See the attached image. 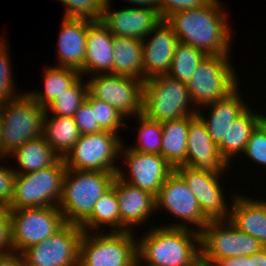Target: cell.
I'll use <instances>...</instances> for the list:
<instances>
[{"mask_svg": "<svg viewBox=\"0 0 266 266\" xmlns=\"http://www.w3.org/2000/svg\"><path fill=\"white\" fill-rule=\"evenodd\" d=\"M220 2L209 0L203 6L176 12L166 22L179 42L191 45L205 55H230L232 32L226 9Z\"/></svg>", "mask_w": 266, "mask_h": 266, "instance_id": "obj_1", "label": "cell"}, {"mask_svg": "<svg viewBox=\"0 0 266 266\" xmlns=\"http://www.w3.org/2000/svg\"><path fill=\"white\" fill-rule=\"evenodd\" d=\"M192 228L151 227L137 240L138 258L149 266H192L201 257L200 232Z\"/></svg>", "mask_w": 266, "mask_h": 266, "instance_id": "obj_2", "label": "cell"}, {"mask_svg": "<svg viewBox=\"0 0 266 266\" xmlns=\"http://www.w3.org/2000/svg\"><path fill=\"white\" fill-rule=\"evenodd\" d=\"M116 173L67 168L58 204L65 222L81 225L92 214L97 200L113 185Z\"/></svg>", "mask_w": 266, "mask_h": 266, "instance_id": "obj_3", "label": "cell"}, {"mask_svg": "<svg viewBox=\"0 0 266 266\" xmlns=\"http://www.w3.org/2000/svg\"><path fill=\"white\" fill-rule=\"evenodd\" d=\"M0 110L3 118L0 158L7 157L25 142L43 136L45 109L27 93L0 104Z\"/></svg>", "mask_w": 266, "mask_h": 266, "instance_id": "obj_4", "label": "cell"}, {"mask_svg": "<svg viewBox=\"0 0 266 266\" xmlns=\"http://www.w3.org/2000/svg\"><path fill=\"white\" fill-rule=\"evenodd\" d=\"M192 103L186 83L167 74L144 81L143 114L151 120L162 123L194 115L198 108Z\"/></svg>", "mask_w": 266, "mask_h": 266, "instance_id": "obj_5", "label": "cell"}, {"mask_svg": "<svg viewBox=\"0 0 266 266\" xmlns=\"http://www.w3.org/2000/svg\"><path fill=\"white\" fill-rule=\"evenodd\" d=\"M67 167L64 158L54 165L26 174H16L9 210L58 207Z\"/></svg>", "mask_w": 266, "mask_h": 266, "instance_id": "obj_6", "label": "cell"}, {"mask_svg": "<svg viewBox=\"0 0 266 266\" xmlns=\"http://www.w3.org/2000/svg\"><path fill=\"white\" fill-rule=\"evenodd\" d=\"M228 58L229 55H206L198 64L186 84L194 107L198 105L201 109L225 98L239 85L235 68H232Z\"/></svg>", "mask_w": 266, "mask_h": 266, "instance_id": "obj_7", "label": "cell"}, {"mask_svg": "<svg viewBox=\"0 0 266 266\" xmlns=\"http://www.w3.org/2000/svg\"><path fill=\"white\" fill-rule=\"evenodd\" d=\"M93 234L82 235L79 266H131L138 257V238L135 239L132 231Z\"/></svg>", "mask_w": 266, "mask_h": 266, "instance_id": "obj_8", "label": "cell"}, {"mask_svg": "<svg viewBox=\"0 0 266 266\" xmlns=\"http://www.w3.org/2000/svg\"><path fill=\"white\" fill-rule=\"evenodd\" d=\"M201 258L215 263L218 259L250 256L263 249L255 238L236 228L229 219L210 220L200 231Z\"/></svg>", "mask_w": 266, "mask_h": 266, "instance_id": "obj_9", "label": "cell"}, {"mask_svg": "<svg viewBox=\"0 0 266 266\" xmlns=\"http://www.w3.org/2000/svg\"><path fill=\"white\" fill-rule=\"evenodd\" d=\"M118 135L109 131L81 135L64 157L66 167L87 171L117 172L119 167L115 161L120 156L123 144Z\"/></svg>", "mask_w": 266, "mask_h": 266, "instance_id": "obj_10", "label": "cell"}, {"mask_svg": "<svg viewBox=\"0 0 266 266\" xmlns=\"http://www.w3.org/2000/svg\"><path fill=\"white\" fill-rule=\"evenodd\" d=\"M13 251L22 253L58 232L65 224L56 206L10 210Z\"/></svg>", "mask_w": 266, "mask_h": 266, "instance_id": "obj_11", "label": "cell"}, {"mask_svg": "<svg viewBox=\"0 0 266 266\" xmlns=\"http://www.w3.org/2000/svg\"><path fill=\"white\" fill-rule=\"evenodd\" d=\"M91 77L88 92L94 98L113 106L125 119L143 113L144 80L111 73Z\"/></svg>", "mask_w": 266, "mask_h": 266, "instance_id": "obj_12", "label": "cell"}, {"mask_svg": "<svg viewBox=\"0 0 266 266\" xmlns=\"http://www.w3.org/2000/svg\"><path fill=\"white\" fill-rule=\"evenodd\" d=\"M80 225L66 223L58 232L21 254L26 266H79Z\"/></svg>", "mask_w": 266, "mask_h": 266, "instance_id": "obj_13", "label": "cell"}, {"mask_svg": "<svg viewBox=\"0 0 266 266\" xmlns=\"http://www.w3.org/2000/svg\"><path fill=\"white\" fill-rule=\"evenodd\" d=\"M160 208L182 220L176 224L168 223L165 227L190 228L192 223V226L199 228L200 232L210 221L202 213L195 195L175 170L167 177L155 197V211Z\"/></svg>", "mask_w": 266, "mask_h": 266, "instance_id": "obj_14", "label": "cell"}, {"mask_svg": "<svg viewBox=\"0 0 266 266\" xmlns=\"http://www.w3.org/2000/svg\"><path fill=\"white\" fill-rule=\"evenodd\" d=\"M120 156L126 161L129 176L124 174L122 167L118 168L116 175L123 181L139 187L157 196L162 184L174 171V168L161 155L136 152L122 144ZM128 177V178H127Z\"/></svg>", "mask_w": 266, "mask_h": 266, "instance_id": "obj_15", "label": "cell"}, {"mask_svg": "<svg viewBox=\"0 0 266 266\" xmlns=\"http://www.w3.org/2000/svg\"><path fill=\"white\" fill-rule=\"evenodd\" d=\"M174 170L183 178L195 195L202 213L209 220L229 218L230 205L226 204L223 187L219 183V178L223 176V173L185 165L178 166Z\"/></svg>", "mask_w": 266, "mask_h": 266, "instance_id": "obj_16", "label": "cell"}, {"mask_svg": "<svg viewBox=\"0 0 266 266\" xmlns=\"http://www.w3.org/2000/svg\"><path fill=\"white\" fill-rule=\"evenodd\" d=\"M110 3L106 0L101 22L113 35L143 40L162 21L155 9L128 7L113 11Z\"/></svg>", "mask_w": 266, "mask_h": 266, "instance_id": "obj_17", "label": "cell"}, {"mask_svg": "<svg viewBox=\"0 0 266 266\" xmlns=\"http://www.w3.org/2000/svg\"><path fill=\"white\" fill-rule=\"evenodd\" d=\"M147 37L149 41H146ZM178 43L179 40L173 28L166 20H162L142 40L144 81L151 77L168 74Z\"/></svg>", "mask_w": 266, "mask_h": 266, "instance_id": "obj_18", "label": "cell"}, {"mask_svg": "<svg viewBox=\"0 0 266 266\" xmlns=\"http://www.w3.org/2000/svg\"><path fill=\"white\" fill-rule=\"evenodd\" d=\"M186 166L224 173L230 166L221 157L218 146L211 140L207 128L197 115H189Z\"/></svg>", "mask_w": 266, "mask_h": 266, "instance_id": "obj_19", "label": "cell"}, {"mask_svg": "<svg viewBox=\"0 0 266 266\" xmlns=\"http://www.w3.org/2000/svg\"><path fill=\"white\" fill-rule=\"evenodd\" d=\"M113 184L119 203L120 232L133 231L134 226L143 225L142 223L155 213V197L121 180L117 175ZM130 226H133L132 229Z\"/></svg>", "mask_w": 266, "mask_h": 266, "instance_id": "obj_20", "label": "cell"}, {"mask_svg": "<svg viewBox=\"0 0 266 266\" xmlns=\"http://www.w3.org/2000/svg\"><path fill=\"white\" fill-rule=\"evenodd\" d=\"M113 34L100 21L87 20V38L84 68L80 72L84 74H113Z\"/></svg>", "mask_w": 266, "mask_h": 266, "instance_id": "obj_21", "label": "cell"}, {"mask_svg": "<svg viewBox=\"0 0 266 266\" xmlns=\"http://www.w3.org/2000/svg\"><path fill=\"white\" fill-rule=\"evenodd\" d=\"M57 42L59 67L81 72L84 68L87 20L63 17Z\"/></svg>", "mask_w": 266, "mask_h": 266, "instance_id": "obj_22", "label": "cell"}, {"mask_svg": "<svg viewBox=\"0 0 266 266\" xmlns=\"http://www.w3.org/2000/svg\"><path fill=\"white\" fill-rule=\"evenodd\" d=\"M241 96L237 86L225 98L203 106L205 109L211 107L208 117L205 118L200 109L197 110L196 114L204 122L211 140L216 145L221 141H226V131L231 122L248 109V105H245Z\"/></svg>", "mask_w": 266, "mask_h": 266, "instance_id": "obj_23", "label": "cell"}, {"mask_svg": "<svg viewBox=\"0 0 266 266\" xmlns=\"http://www.w3.org/2000/svg\"><path fill=\"white\" fill-rule=\"evenodd\" d=\"M232 198L230 222L266 247V199H253L239 193Z\"/></svg>", "mask_w": 266, "mask_h": 266, "instance_id": "obj_24", "label": "cell"}, {"mask_svg": "<svg viewBox=\"0 0 266 266\" xmlns=\"http://www.w3.org/2000/svg\"><path fill=\"white\" fill-rule=\"evenodd\" d=\"M113 74L144 80L142 40L113 35Z\"/></svg>", "mask_w": 266, "mask_h": 266, "instance_id": "obj_25", "label": "cell"}, {"mask_svg": "<svg viewBox=\"0 0 266 266\" xmlns=\"http://www.w3.org/2000/svg\"><path fill=\"white\" fill-rule=\"evenodd\" d=\"M16 157V174H26L54 165L60 156L51 148L44 137L27 141L16 148L8 157ZM19 166V167H18Z\"/></svg>", "mask_w": 266, "mask_h": 266, "instance_id": "obj_26", "label": "cell"}, {"mask_svg": "<svg viewBox=\"0 0 266 266\" xmlns=\"http://www.w3.org/2000/svg\"><path fill=\"white\" fill-rule=\"evenodd\" d=\"M189 116L162 122L161 156L175 169L186 166Z\"/></svg>", "mask_w": 266, "mask_h": 266, "instance_id": "obj_27", "label": "cell"}, {"mask_svg": "<svg viewBox=\"0 0 266 266\" xmlns=\"http://www.w3.org/2000/svg\"><path fill=\"white\" fill-rule=\"evenodd\" d=\"M48 114L49 112L44 114L43 137L60 158H64L81 134L73 117H49Z\"/></svg>", "mask_w": 266, "mask_h": 266, "instance_id": "obj_28", "label": "cell"}, {"mask_svg": "<svg viewBox=\"0 0 266 266\" xmlns=\"http://www.w3.org/2000/svg\"><path fill=\"white\" fill-rule=\"evenodd\" d=\"M257 117L258 113L248 108L241 116L231 122L226 131V141H221L217 145L221 157L229 166L233 156L244 153L249 137L257 127Z\"/></svg>", "mask_w": 266, "mask_h": 266, "instance_id": "obj_29", "label": "cell"}, {"mask_svg": "<svg viewBox=\"0 0 266 266\" xmlns=\"http://www.w3.org/2000/svg\"><path fill=\"white\" fill-rule=\"evenodd\" d=\"M44 91L35 90L27 93L38 105L46 109L58 96L66 92L80 77L79 71L71 68L45 66Z\"/></svg>", "mask_w": 266, "mask_h": 266, "instance_id": "obj_30", "label": "cell"}, {"mask_svg": "<svg viewBox=\"0 0 266 266\" xmlns=\"http://www.w3.org/2000/svg\"><path fill=\"white\" fill-rule=\"evenodd\" d=\"M108 225L111 232H120V211L113 184L94 204L92 214L80 225L84 232L93 233L94 230L100 231L101 226Z\"/></svg>", "mask_w": 266, "mask_h": 266, "instance_id": "obj_31", "label": "cell"}, {"mask_svg": "<svg viewBox=\"0 0 266 266\" xmlns=\"http://www.w3.org/2000/svg\"><path fill=\"white\" fill-rule=\"evenodd\" d=\"M205 56L193 46L179 42L167 75L187 84Z\"/></svg>", "mask_w": 266, "mask_h": 266, "instance_id": "obj_32", "label": "cell"}, {"mask_svg": "<svg viewBox=\"0 0 266 266\" xmlns=\"http://www.w3.org/2000/svg\"><path fill=\"white\" fill-rule=\"evenodd\" d=\"M84 83L81 76L66 92L58 96L45 112L56 116L73 117L88 95V84L86 81Z\"/></svg>", "mask_w": 266, "mask_h": 266, "instance_id": "obj_33", "label": "cell"}, {"mask_svg": "<svg viewBox=\"0 0 266 266\" xmlns=\"http://www.w3.org/2000/svg\"><path fill=\"white\" fill-rule=\"evenodd\" d=\"M138 144L128 148L142 153L161 155L162 123L151 120L146 115L138 114Z\"/></svg>", "mask_w": 266, "mask_h": 266, "instance_id": "obj_34", "label": "cell"}, {"mask_svg": "<svg viewBox=\"0 0 266 266\" xmlns=\"http://www.w3.org/2000/svg\"><path fill=\"white\" fill-rule=\"evenodd\" d=\"M86 100L91 105V110H94L95 121L103 131L119 133V128L128 126L123 123L124 117L110 104L94 98L89 92Z\"/></svg>", "mask_w": 266, "mask_h": 266, "instance_id": "obj_35", "label": "cell"}, {"mask_svg": "<svg viewBox=\"0 0 266 266\" xmlns=\"http://www.w3.org/2000/svg\"><path fill=\"white\" fill-rule=\"evenodd\" d=\"M65 5L64 17L100 21L106 0H57Z\"/></svg>", "mask_w": 266, "mask_h": 266, "instance_id": "obj_36", "label": "cell"}, {"mask_svg": "<svg viewBox=\"0 0 266 266\" xmlns=\"http://www.w3.org/2000/svg\"><path fill=\"white\" fill-rule=\"evenodd\" d=\"M8 44L4 45L0 49V104L5 103L6 101L12 100L21 94L22 92L17 93L15 89V84L12 76V67L10 61L9 48ZM8 48V49H7ZM9 55V56H8Z\"/></svg>", "mask_w": 266, "mask_h": 266, "instance_id": "obj_37", "label": "cell"}, {"mask_svg": "<svg viewBox=\"0 0 266 266\" xmlns=\"http://www.w3.org/2000/svg\"><path fill=\"white\" fill-rule=\"evenodd\" d=\"M244 154L256 164L266 166V136L258 126L251 133Z\"/></svg>", "mask_w": 266, "mask_h": 266, "instance_id": "obj_38", "label": "cell"}, {"mask_svg": "<svg viewBox=\"0 0 266 266\" xmlns=\"http://www.w3.org/2000/svg\"><path fill=\"white\" fill-rule=\"evenodd\" d=\"M73 118L81 135L103 131L95 121L94 110H91V105L87 100L81 104Z\"/></svg>", "mask_w": 266, "mask_h": 266, "instance_id": "obj_39", "label": "cell"}, {"mask_svg": "<svg viewBox=\"0 0 266 266\" xmlns=\"http://www.w3.org/2000/svg\"><path fill=\"white\" fill-rule=\"evenodd\" d=\"M5 166L0 164V206L8 208L14 194L16 173L13 168Z\"/></svg>", "mask_w": 266, "mask_h": 266, "instance_id": "obj_40", "label": "cell"}, {"mask_svg": "<svg viewBox=\"0 0 266 266\" xmlns=\"http://www.w3.org/2000/svg\"><path fill=\"white\" fill-rule=\"evenodd\" d=\"M159 15L162 20H166L170 15L191 8L205 5L209 0H158Z\"/></svg>", "mask_w": 266, "mask_h": 266, "instance_id": "obj_41", "label": "cell"}, {"mask_svg": "<svg viewBox=\"0 0 266 266\" xmlns=\"http://www.w3.org/2000/svg\"><path fill=\"white\" fill-rule=\"evenodd\" d=\"M13 251L11 215L9 208H0V254Z\"/></svg>", "mask_w": 266, "mask_h": 266, "instance_id": "obj_42", "label": "cell"}, {"mask_svg": "<svg viewBox=\"0 0 266 266\" xmlns=\"http://www.w3.org/2000/svg\"><path fill=\"white\" fill-rule=\"evenodd\" d=\"M0 266H26L21 253L11 251L0 254Z\"/></svg>", "mask_w": 266, "mask_h": 266, "instance_id": "obj_43", "label": "cell"}, {"mask_svg": "<svg viewBox=\"0 0 266 266\" xmlns=\"http://www.w3.org/2000/svg\"><path fill=\"white\" fill-rule=\"evenodd\" d=\"M214 264L215 266H251V255L218 259Z\"/></svg>", "mask_w": 266, "mask_h": 266, "instance_id": "obj_44", "label": "cell"}, {"mask_svg": "<svg viewBox=\"0 0 266 266\" xmlns=\"http://www.w3.org/2000/svg\"><path fill=\"white\" fill-rule=\"evenodd\" d=\"M130 4L137 5L140 8H151L159 12V1L158 0H125Z\"/></svg>", "mask_w": 266, "mask_h": 266, "instance_id": "obj_45", "label": "cell"}, {"mask_svg": "<svg viewBox=\"0 0 266 266\" xmlns=\"http://www.w3.org/2000/svg\"><path fill=\"white\" fill-rule=\"evenodd\" d=\"M251 266H266V247L251 255Z\"/></svg>", "mask_w": 266, "mask_h": 266, "instance_id": "obj_46", "label": "cell"}, {"mask_svg": "<svg viewBox=\"0 0 266 266\" xmlns=\"http://www.w3.org/2000/svg\"><path fill=\"white\" fill-rule=\"evenodd\" d=\"M257 126L266 136V115H262V113H258L257 117Z\"/></svg>", "mask_w": 266, "mask_h": 266, "instance_id": "obj_47", "label": "cell"}, {"mask_svg": "<svg viewBox=\"0 0 266 266\" xmlns=\"http://www.w3.org/2000/svg\"><path fill=\"white\" fill-rule=\"evenodd\" d=\"M192 266H215V264L205 261L200 257Z\"/></svg>", "mask_w": 266, "mask_h": 266, "instance_id": "obj_48", "label": "cell"}, {"mask_svg": "<svg viewBox=\"0 0 266 266\" xmlns=\"http://www.w3.org/2000/svg\"><path fill=\"white\" fill-rule=\"evenodd\" d=\"M143 263V264H142ZM131 266H149L144 264V262H142L138 257L134 260V262L132 263Z\"/></svg>", "mask_w": 266, "mask_h": 266, "instance_id": "obj_49", "label": "cell"}, {"mask_svg": "<svg viewBox=\"0 0 266 266\" xmlns=\"http://www.w3.org/2000/svg\"><path fill=\"white\" fill-rule=\"evenodd\" d=\"M2 128H3V118L0 110V137H1Z\"/></svg>", "mask_w": 266, "mask_h": 266, "instance_id": "obj_50", "label": "cell"}, {"mask_svg": "<svg viewBox=\"0 0 266 266\" xmlns=\"http://www.w3.org/2000/svg\"><path fill=\"white\" fill-rule=\"evenodd\" d=\"M6 44L5 39L0 37V49Z\"/></svg>", "mask_w": 266, "mask_h": 266, "instance_id": "obj_51", "label": "cell"}]
</instances>
